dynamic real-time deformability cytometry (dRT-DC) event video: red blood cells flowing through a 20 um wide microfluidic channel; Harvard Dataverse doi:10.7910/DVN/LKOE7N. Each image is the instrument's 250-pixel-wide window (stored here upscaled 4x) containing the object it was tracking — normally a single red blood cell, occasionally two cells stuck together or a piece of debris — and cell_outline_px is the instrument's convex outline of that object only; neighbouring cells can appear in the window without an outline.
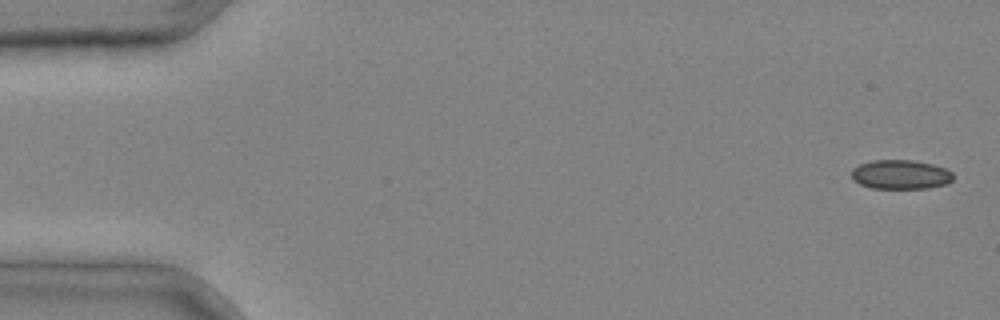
{"species": "common noctule bat (a hibernating species)", "species_latin": "Nyctalus noctula", "temperature_condition": "cold", "stored_images_in_passage": 3, "segment_of_instrument_passage": [2, 2], "camera_frame_rate_fps": 3000, "um_per_image_px": 0.085, "animal": {"sex": "male", "body_mass_g": 20.4}, "frame": {"image": 1, "passage_image": 3, "time_ms": 0.667, "image_size_px": [1000, 320], "cell_outline_px": [[952, 180], [948, 184], [928, 188], [872, 188], [860, 184], [852, 180], [852, 168], [860, 164], [872, 160], [912, 160], [932, 164], [944, 168], [952, 172]], "centroid_in_image_um": [76.54, 14.83], "position_along_channel_um": 8.5, "area_um2": 17.34}}